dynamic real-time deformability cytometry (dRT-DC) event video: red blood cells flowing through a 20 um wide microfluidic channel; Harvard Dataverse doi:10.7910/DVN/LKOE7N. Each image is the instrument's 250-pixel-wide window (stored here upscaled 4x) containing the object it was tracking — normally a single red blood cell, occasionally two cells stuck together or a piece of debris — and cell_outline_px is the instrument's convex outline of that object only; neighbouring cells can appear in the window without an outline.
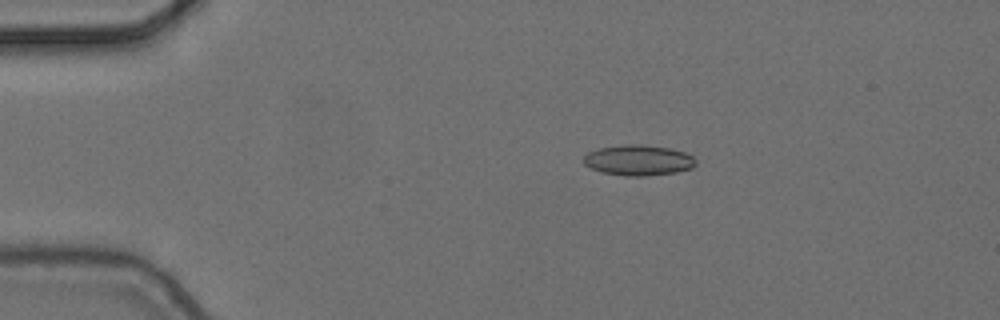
{"species": "common noctule bat (a hibernating species)", "species_latin": "Nyctalus noctula", "temperature_condition": "cold", "stored_images_in_passage": 3, "camera_frame_rate_fps": 3000, "um_per_image_px": 0.085, "animal": {"sex": "female", "body_mass_g": 24.6, "forearm_length_mm": 56.2}, "frame": {"image": 1, "passage_image": 1, "time_ms": 0.0, "image_size_px": [1000, 320], "cell_outline_px": [[696, 164], [692, 168], [676, 172], [644, 176], [624, 176], [600, 172], [584, 164], [584, 156], [588, 152], [600, 148], [624, 144], [640, 144], [668, 148], [684, 152], [692, 156], [696, 160]], "centroid_in_image_um": [54.26, 13.62], "position_along_channel_um": 30.7, "area_um2": 19.94}}